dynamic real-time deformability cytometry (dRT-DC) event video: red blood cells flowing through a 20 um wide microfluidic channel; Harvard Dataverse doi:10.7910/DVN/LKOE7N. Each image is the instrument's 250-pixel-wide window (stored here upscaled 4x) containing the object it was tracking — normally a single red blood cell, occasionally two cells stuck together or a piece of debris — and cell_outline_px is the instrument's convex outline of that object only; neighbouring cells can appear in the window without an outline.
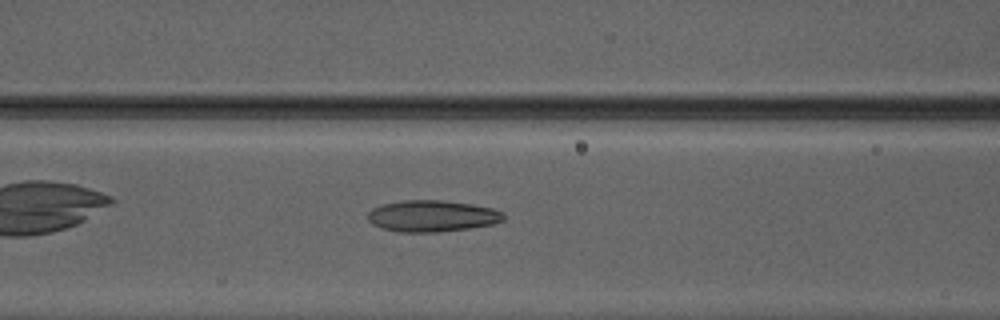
{"species": "Egyptian fruit bat (a non-hibernating species)", "species_latin": "Rousettus aegyptiacus", "temperature_condition": "warm", "stored_images_in_passage": 32, "camera_frame_rate_fps": 3000, "um_per_image_px": 0.085, "animal": {"sex": "male"}, "frame": {"image": 1, "passage_image": 7, "time_ms": 2.0, "image_size_px": [1000, 320], "cell_outline_px": [[504, 220], [492, 224], [468, 228], [436, 232], [400, 232], [384, 228], [372, 224], [368, 220], [368, 212], [372, 208], [380, 204], [400, 200], [440, 200], [472, 204], [492, 208], [504, 212]], "centroid_in_image_um": [36.71, 18.35], "position_along_channel_um": 129.9, "area_um2": 24.91}}
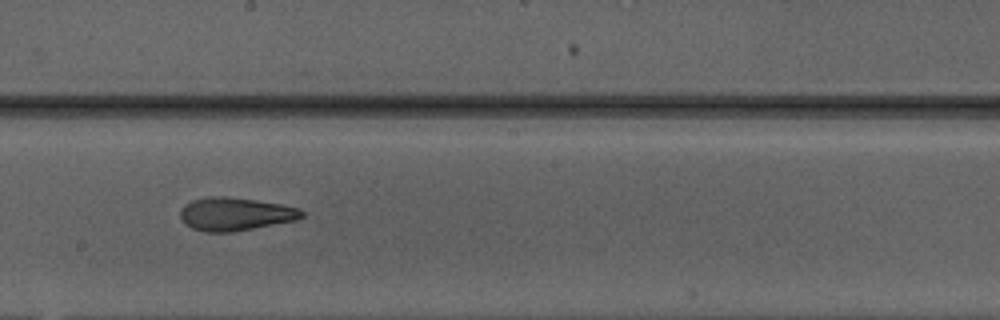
{"frame": {"image": 2, "passage_image": 14, "time_ms": 4.333, "image_size_px": [1000, 320], "cell_outline_px": [[304, 216], [296, 220], [232, 232], [204, 232], [192, 228], [184, 224], [180, 216], [180, 212], [184, 204], [192, 200], [216, 196], [224, 196], [256, 200], [284, 204], [300, 208], [304, 212]], "centroid_in_image_um": [20.01, 18.19], "position_along_channel_um": 228.2, "area_um2": 23.52}}
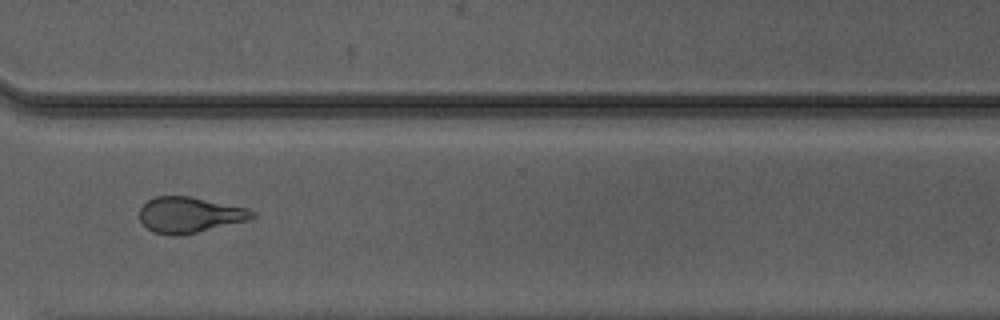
{"frame": {"image": 3, "passage_image": 23, "time_ms": 7.333, "image_size_px": [1000, 320], "cell_outline_px": [[256, 216], [248, 220], [180, 236], [172, 236], [152, 232], [140, 220], [140, 208], [148, 200], [156, 196], [188, 196], [248, 208], [256, 212]], "centroid_in_image_um": [16.11, 18.27], "position_along_channel_um": 354.5, "area_um2": 23.41}}